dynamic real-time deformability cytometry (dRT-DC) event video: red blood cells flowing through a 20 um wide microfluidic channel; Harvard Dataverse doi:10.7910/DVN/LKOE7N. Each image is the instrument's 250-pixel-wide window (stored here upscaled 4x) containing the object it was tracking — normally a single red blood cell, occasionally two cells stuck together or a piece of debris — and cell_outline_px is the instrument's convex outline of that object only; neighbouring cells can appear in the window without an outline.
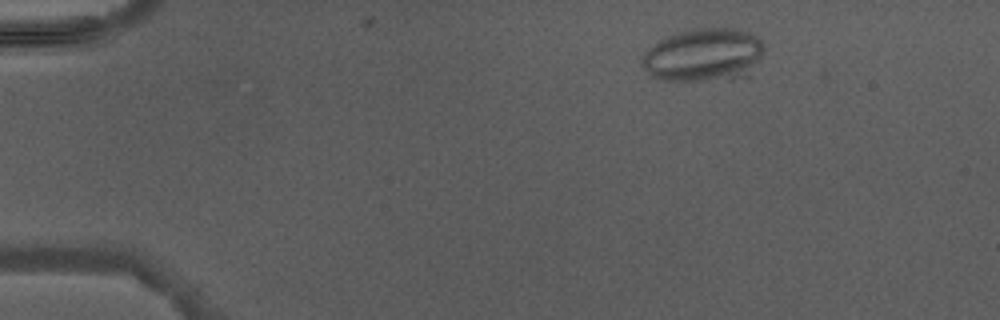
{"species": "Egyptian fruit bat (a non-hibernating species)", "species_latin": "Rousettus aegyptiacus", "temperature_condition": "warm", "stored_images_in_passage": 6, "camera_frame_rate_fps": 3000, "um_per_image_px": 0.085, "animal": {"sex": "male"}, "frame": {"image": 1, "passage_image": 6, "time_ms": 7.0, "image_size_px": [1000, 320], "cell_outline_px": [[764, 48], [752, 76], [732, 80], [660, 80], [652, 76], [644, 68], [640, 60], [644, 52], [648, 48], [660, 40], [668, 36], [692, 28], [736, 28], [756, 36], [760, 40]], "centroid_in_image_um": [59.84, 4.7], "position_along_channel_um": 25.2, "area_um2": 38.26}}